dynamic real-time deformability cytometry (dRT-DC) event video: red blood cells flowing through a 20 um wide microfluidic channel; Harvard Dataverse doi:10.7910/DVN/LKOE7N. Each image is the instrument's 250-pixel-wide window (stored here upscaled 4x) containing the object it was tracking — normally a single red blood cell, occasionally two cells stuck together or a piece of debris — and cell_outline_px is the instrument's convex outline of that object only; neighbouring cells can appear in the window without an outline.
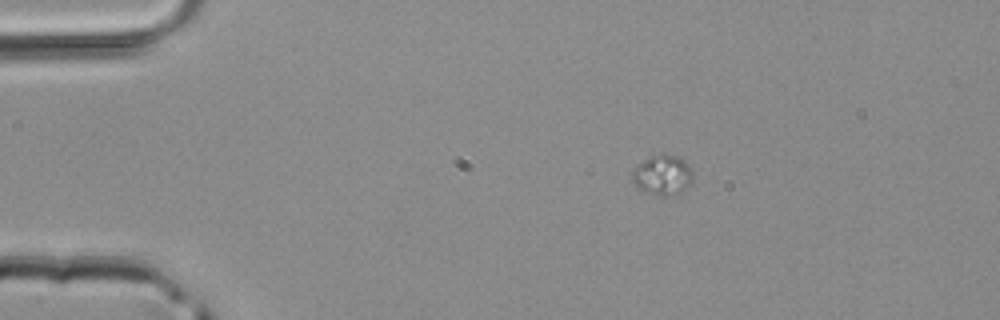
{"species": "common noctule bat (a hibernating species)", "species_latin": "Nyctalus noctula", "temperature_condition": "room temperature", "stored_images_in_passage": 39, "camera_frame_rate_fps": 3000, "um_per_image_px": 0.085, "animal": {"sex": "male", "body_mass_g": 20.4}, "frame": {"image": 1, "passage_image": 1, "time_ms": 0.0, "image_size_px": [1000, 320], "cell_outline_px": [[692, 184], [684, 188], [664, 196], [660, 196], [644, 192], [636, 188], [632, 180], [632, 172], [652, 152], [664, 152], [680, 156], [688, 164], [692, 172]], "centroid_in_image_um": [56.29, 14.81], "position_along_channel_um": 28.7, "area_um2": 14.39}}